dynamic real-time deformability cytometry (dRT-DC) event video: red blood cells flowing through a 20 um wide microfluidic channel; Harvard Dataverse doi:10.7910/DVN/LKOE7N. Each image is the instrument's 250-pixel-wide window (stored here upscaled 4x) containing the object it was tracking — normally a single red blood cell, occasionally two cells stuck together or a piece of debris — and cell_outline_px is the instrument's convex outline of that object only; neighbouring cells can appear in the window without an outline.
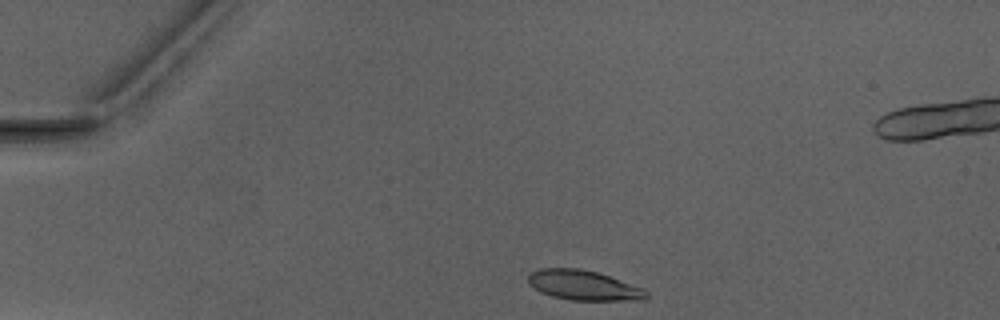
{"species": "Egyptian fruit bat (a non-hibernating species)", "species_latin": "Rousettus aegyptiacus", "temperature_condition": "warm", "stored_images_in_passage": 3, "camera_frame_rate_fps": 3000, "um_per_image_px": 0.085, "animal": {"sex": "male"}, "frame": {"image": 1, "passage_image": 1, "time_ms": 0.0, "image_size_px": [1000, 320], "cell_outline_px": [[648, 296], [644, 300], [572, 300], [552, 296], [540, 292], [532, 288], [528, 284], [528, 272], [540, 268], [580, 268], [596, 272], [644, 288], [648, 292]], "centroid_in_image_um": [49.56, 24.24], "position_along_channel_um": 35.4, "area_um2": 20.69}}